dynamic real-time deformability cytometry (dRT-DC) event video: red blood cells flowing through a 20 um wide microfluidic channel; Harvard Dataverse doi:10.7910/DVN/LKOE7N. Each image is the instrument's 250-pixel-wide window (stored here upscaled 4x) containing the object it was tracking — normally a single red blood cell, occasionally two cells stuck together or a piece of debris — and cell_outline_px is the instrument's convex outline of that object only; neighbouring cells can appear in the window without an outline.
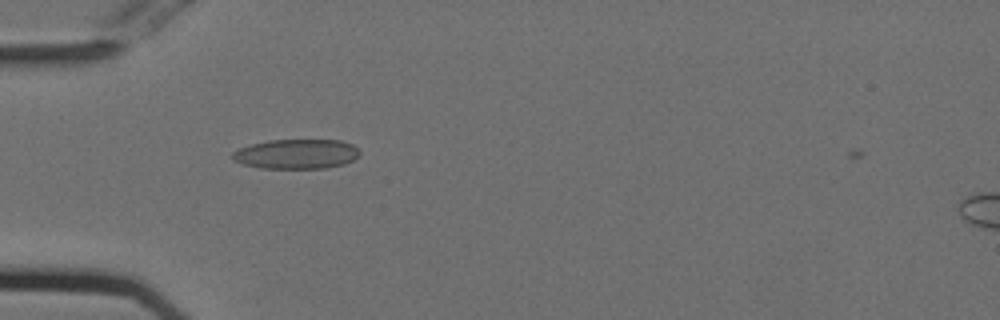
{"species": "Egyptian fruit bat (a non-hibernating species)", "species_latin": "Rousettus aegyptiacus", "temperature_condition": "cold", "stored_images_in_passage": 43, "camera_frame_rate_fps": 3000, "um_per_image_px": 0.085, "animal": {"sex": "female"}, "frame": {"image": 1, "passage_image": 6, "time_ms": 1.667, "image_size_px": [1000, 320], "cell_outline_px": [[360, 156], [344, 164], [324, 168], [260, 168], [244, 164], [236, 160], [232, 156], [232, 152], [240, 148], [252, 144], [268, 140], [340, 140], [352, 144], [360, 152]], "centroid_in_image_um": [25.22, 13.08], "position_along_channel_um": 59.8, "area_um2": 21.85}}
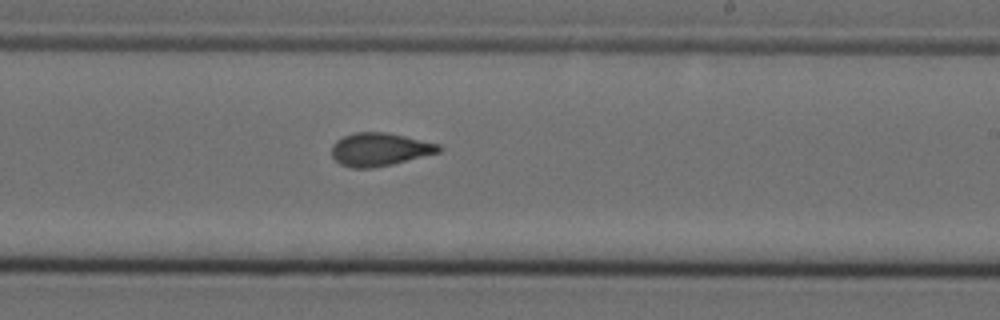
{"frame": {"image": 2, "passage_image": 22, "time_ms": 7.0, "image_size_px": [1000, 320], "cell_outline_px": [[444, 148], [440, 152], [392, 164], [372, 168], [352, 168], [340, 164], [332, 156], [332, 144], [336, 140], [344, 136], [356, 132], [384, 132], [404, 136], [440, 144]], "centroid_in_image_um": [32.27, 12.7], "position_along_channel_um": 256.7, "area_um2": 20.63}}
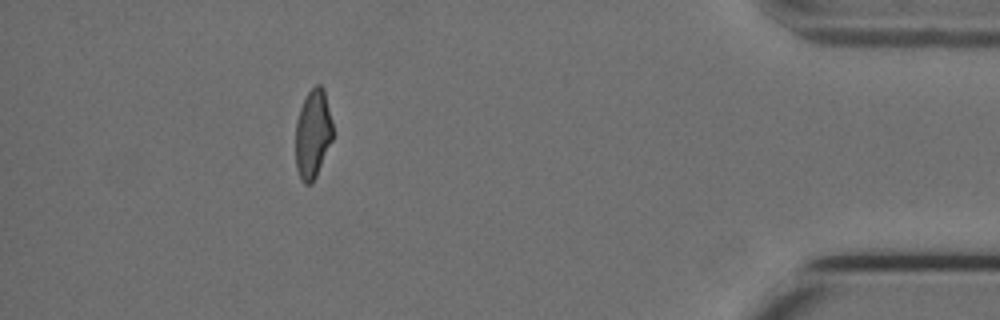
{"frame": {"image": 3, "passage_image": 38, "time_ms": 12.333, "image_size_px": [1000, 320], "cell_outline_px": [[332, 140], [316, 176], [312, 184], [304, 184], [300, 180], [296, 168], [296, 124], [300, 108], [308, 92], [316, 84], [320, 84], [324, 88], [332, 120]], "centroid_in_image_um": [26.59, 11.39], "position_along_channel_um": 408.6, "area_um2": 19.25}, "authors_computed_cell_mechanics": {"area_um2": 20.4034, "velocity_mm_per_s": 3.7554, "shape_relaxation_time_tau1_ms": null, "shape_relaxation_time_tau2_ms": 1.9593, "deformation_change_tau1": null, "deformation_change_tau2": 0.0846}}